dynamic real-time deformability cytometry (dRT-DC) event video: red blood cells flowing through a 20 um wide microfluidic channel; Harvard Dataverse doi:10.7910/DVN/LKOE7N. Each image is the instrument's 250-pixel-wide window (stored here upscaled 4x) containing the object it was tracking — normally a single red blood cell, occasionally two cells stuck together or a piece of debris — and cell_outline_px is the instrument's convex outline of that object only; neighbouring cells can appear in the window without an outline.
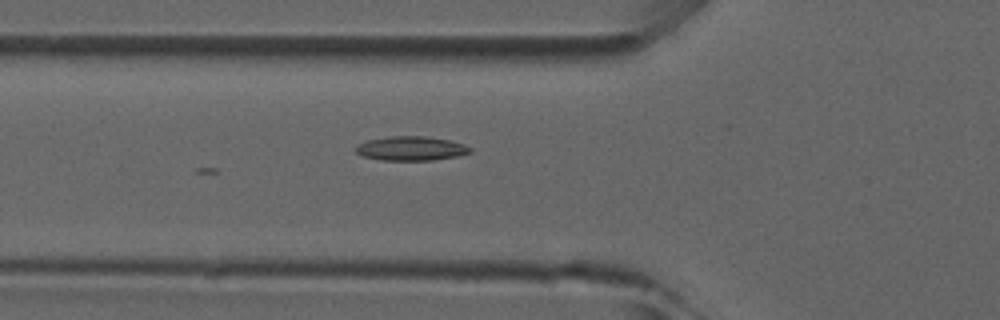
{"species": "common noctule bat (a hibernating species)", "species_latin": "Nyctalus noctula", "temperature_condition": "room temperature", "stored_images_in_passage": 6, "camera_frame_rate_fps": 3000, "um_per_image_px": 0.085, "animal": {"sex": "male", "forearm_length_mm": 52.5}, "frame": {"image": 1, "passage_image": 2, "time_ms": 0.333, "image_size_px": [1000, 320], "cell_outline_px": [[472, 152], [456, 156], [432, 160], [380, 160], [364, 156], [356, 152], [356, 144], [368, 140], [392, 136], [428, 136], [448, 140], [464, 144], [472, 148]], "centroid_in_image_um": [34.94, 12.61], "position_along_channel_um": 90.9, "area_um2": 16.07}}